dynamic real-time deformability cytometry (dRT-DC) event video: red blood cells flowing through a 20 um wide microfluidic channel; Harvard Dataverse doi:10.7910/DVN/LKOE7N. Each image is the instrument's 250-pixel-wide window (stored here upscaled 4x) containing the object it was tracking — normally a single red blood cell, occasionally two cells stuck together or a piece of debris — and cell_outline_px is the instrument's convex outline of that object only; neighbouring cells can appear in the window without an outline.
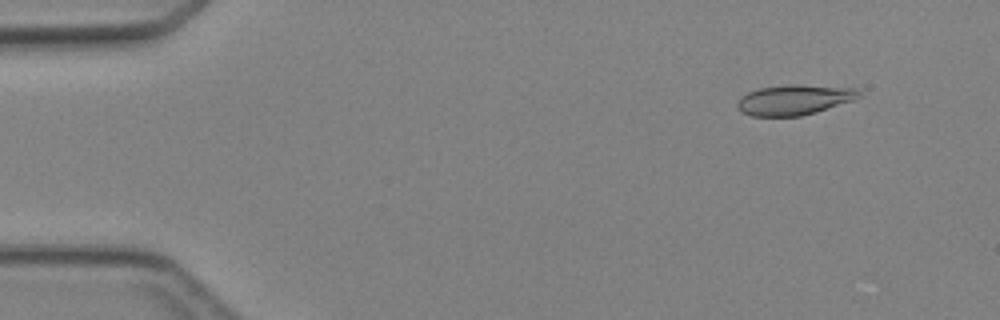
{"species": "Egyptian fruit bat (a non-hibernating species)", "species_latin": "Rousettus aegyptiacus", "temperature_condition": "cold", "stored_images_in_passage": 5, "camera_frame_rate_fps": 3000, "um_per_image_px": 0.085, "animal": {"sex": "female"}, "frame": {"image": 1, "passage_image": 2, "time_ms": 1.333, "image_size_px": [1000, 320], "cell_outline_px": [[860, 96], [852, 100], [816, 112], [800, 116], [752, 116], [740, 112], [736, 104], [740, 96], [756, 88], [788, 84], [796, 84], [856, 88], [860, 92]], "centroid_in_image_um": [67.45, 8.47], "position_along_channel_um": 17.6, "area_um2": 21.5}}
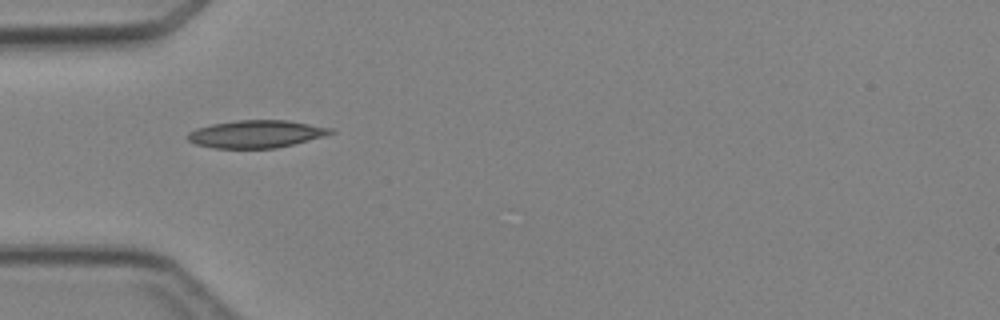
{"frame": {"image": 2, "passage_image": 5, "time_ms": 4.667, "image_size_px": [1000, 320], "cell_outline_px": [[336, 132], [324, 136], [276, 148], [212, 148], [196, 144], [188, 140], [188, 132], [196, 128], [212, 124], [236, 120], [288, 120], [332, 128]], "centroid_in_image_um": [21.77, 11.38], "position_along_channel_um": 63.2, "area_um2": 22.89}}